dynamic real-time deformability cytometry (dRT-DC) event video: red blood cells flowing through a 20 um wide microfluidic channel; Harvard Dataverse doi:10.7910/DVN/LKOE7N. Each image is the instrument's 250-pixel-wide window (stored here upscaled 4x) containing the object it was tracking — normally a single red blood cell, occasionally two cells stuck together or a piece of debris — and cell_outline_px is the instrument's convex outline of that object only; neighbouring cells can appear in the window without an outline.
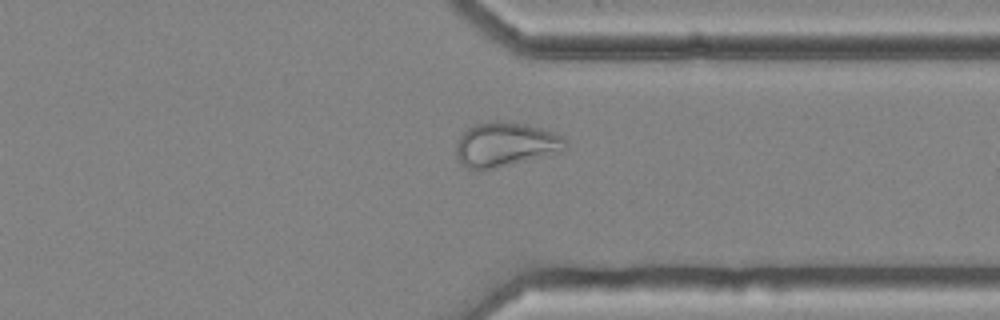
{"species": "common noctule bat (a hibernating species)", "species_latin": "Nyctalus noctula", "temperature_condition": "cold", "stored_images_in_passage": 42, "camera_frame_rate_fps": 3000, "um_per_image_px": 0.085, "animal": {"sex": "female", "body_mass_g": 25.1}, "frame": {"image": 1, "passage_image": 30, "time_ms": 9.667, "image_size_px": [1000, 320], "cell_outline_px": [[568, 148], [564, 152], [480, 172], [468, 168], [456, 160], [456, 144], [460, 136], [468, 128], [476, 124], [488, 120], [524, 124], [540, 128], [564, 136], [568, 140]], "centroid_in_image_um": [42.99, 12.31], "position_along_channel_um": 368.4, "area_um2": 28.9}}